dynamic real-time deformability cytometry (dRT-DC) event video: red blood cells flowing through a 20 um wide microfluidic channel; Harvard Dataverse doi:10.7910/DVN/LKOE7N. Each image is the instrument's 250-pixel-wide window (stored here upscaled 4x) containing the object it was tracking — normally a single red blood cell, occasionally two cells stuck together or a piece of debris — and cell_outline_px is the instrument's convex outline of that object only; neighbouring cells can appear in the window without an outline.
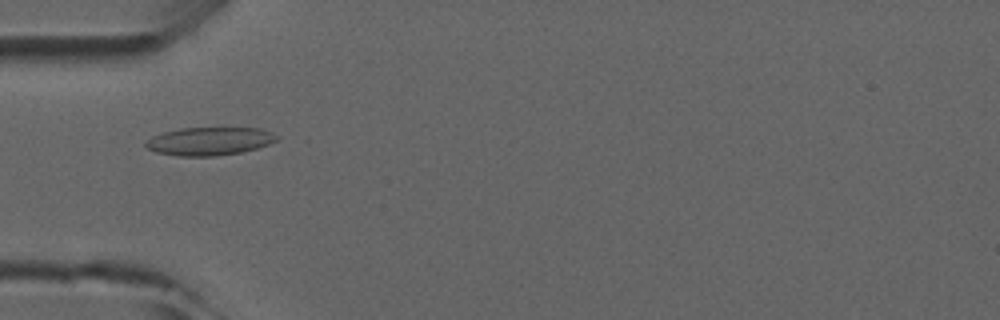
{"species": "common noctule bat (a hibernating species)", "species_latin": "Nyctalus noctula", "temperature_condition": "room temperature", "stored_images_in_passage": 7, "camera_frame_rate_fps": 3000, "um_per_image_px": 0.085, "animal": {"sex": "male", "forearm_length_mm": 52.5}, "frame": {"image": 1, "passage_image": 5, "time_ms": 4.667, "image_size_px": [1000, 320], "cell_outline_px": [[280, 140], [256, 148], [240, 152], [216, 156], [176, 156], [156, 152], [148, 148], [144, 144], [152, 136], [164, 132], [180, 128], [260, 128], [272, 132], [280, 136]], "centroid_in_image_um": [17.84, 12.0], "position_along_channel_um": 67.2, "area_um2": 21.5}}
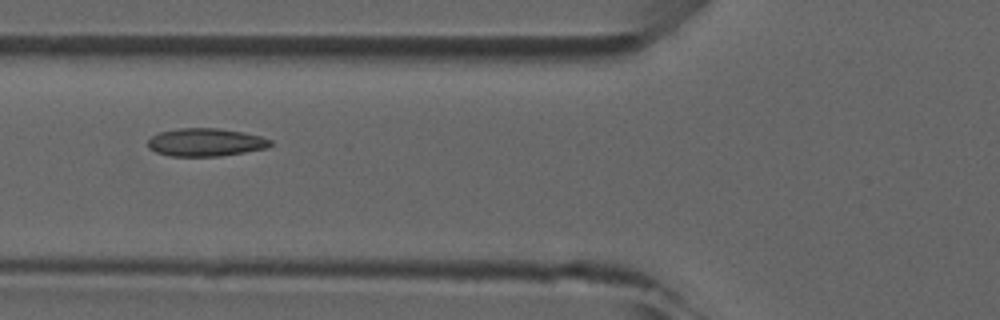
{"frame": {"image": 2, "passage_image": 6, "time_ms": 5.667, "image_size_px": [1000, 320], "cell_outline_px": [[272, 144], [268, 148], [220, 156], [168, 156], [156, 152], [148, 148], [148, 140], [152, 136], [160, 132], [180, 128], [216, 128], [244, 132], [260, 136], [272, 140]], "centroid_in_image_um": [17.48, 12.1], "position_along_channel_um": 108.3, "area_um2": 20.0}}
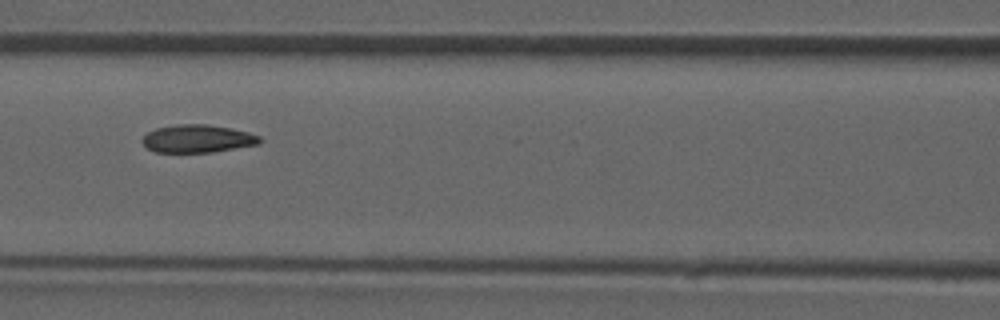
{"frame": {"image": 3, "passage_image": 7, "time_ms": 6.667, "image_size_px": [1000, 320], "cell_outline_px": [[264, 140], [260, 144], [212, 152], [156, 152], [148, 148], [140, 140], [148, 132], [156, 128], [176, 124], [208, 124], [232, 128], [248, 132], [260, 136]], "centroid_in_image_um": [16.83, 11.78], "position_along_channel_um": 149.8, "area_um2": 19.19}}